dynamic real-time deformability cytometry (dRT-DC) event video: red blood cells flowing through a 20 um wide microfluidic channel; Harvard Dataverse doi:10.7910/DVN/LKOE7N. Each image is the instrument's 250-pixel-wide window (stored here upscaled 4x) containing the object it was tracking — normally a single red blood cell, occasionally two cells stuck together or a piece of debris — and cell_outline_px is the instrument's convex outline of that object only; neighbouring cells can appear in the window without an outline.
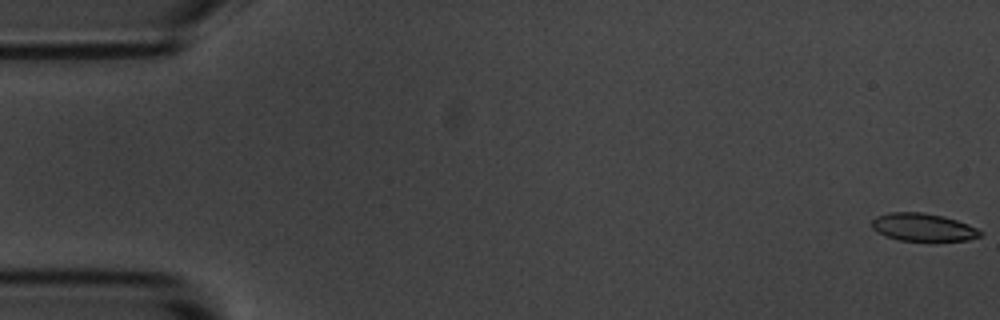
{"species": "common noctule bat (a hibernating species)", "species_latin": "Nyctalus noctula", "temperature_condition": "room temperature", "stored_images_in_passage": 8, "camera_frame_rate_fps": 3000, "um_per_image_px": 0.085, "animal": {"sex": "male", "body_mass_g": 20.1, "forearm_length_mm": 53.5}, "frame": {"image": 1, "passage_image": 1, "time_ms": 0.0, "image_size_px": [1000, 320], "cell_outline_px": [[984, 232], [980, 236], [968, 240], [936, 244], [900, 240], [884, 236], [872, 228], [872, 220], [876, 216], [892, 212], [920, 212], [944, 216], [968, 224]], "centroid_in_image_um": [78.51, 19.37], "position_along_channel_um": 6.5, "area_um2": 18.38}}
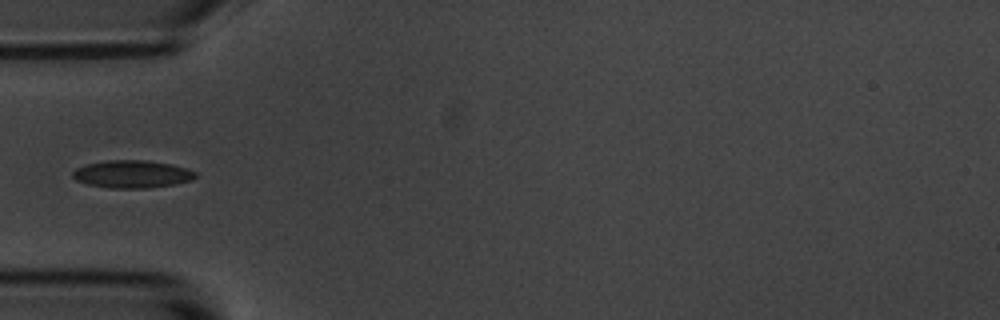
{"frame": {"image": 2, "passage_image": 5, "time_ms": 1.333, "image_size_px": [1000, 320], "cell_outline_px": [[196, 176], [192, 180], [172, 184], [148, 188], [108, 188], [88, 184], [76, 180], [72, 176], [72, 172], [76, 168], [84, 164], [108, 160], [148, 160], [172, 164], [196, 172]], "centroid_in_image_um": [11.19, 14.79], "position_along_channel_um": 73.8, "area_um2": 19.77}}
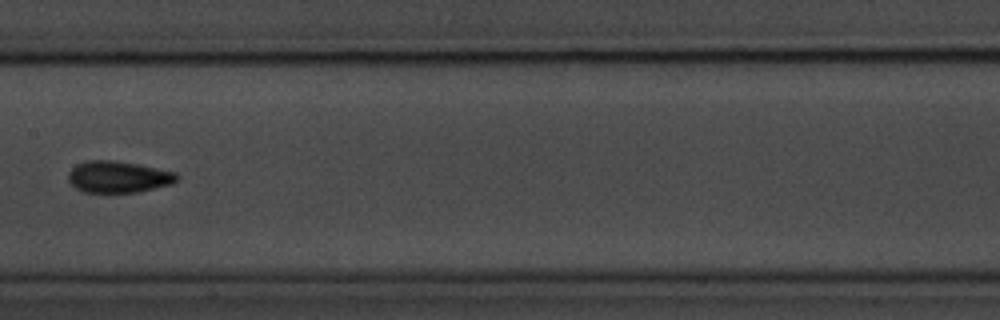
{"frame": {"image": 3, "passage_image": 8, "time_ms": 2.333, "image_size_px": [1000, 320], "cell_outline_px": [[180, 180], [172, 184], [136, 192], [84, 192], [76, 188], [68, 180], [68, 172], [76, 164], [88, 160], [116, 160], [140, 164], [176, 172], [180, 176]], "centroid_in_image_um": [10.09, 15.02], "position_along_channel_um": 197.3, "area_um2": 20.23}}